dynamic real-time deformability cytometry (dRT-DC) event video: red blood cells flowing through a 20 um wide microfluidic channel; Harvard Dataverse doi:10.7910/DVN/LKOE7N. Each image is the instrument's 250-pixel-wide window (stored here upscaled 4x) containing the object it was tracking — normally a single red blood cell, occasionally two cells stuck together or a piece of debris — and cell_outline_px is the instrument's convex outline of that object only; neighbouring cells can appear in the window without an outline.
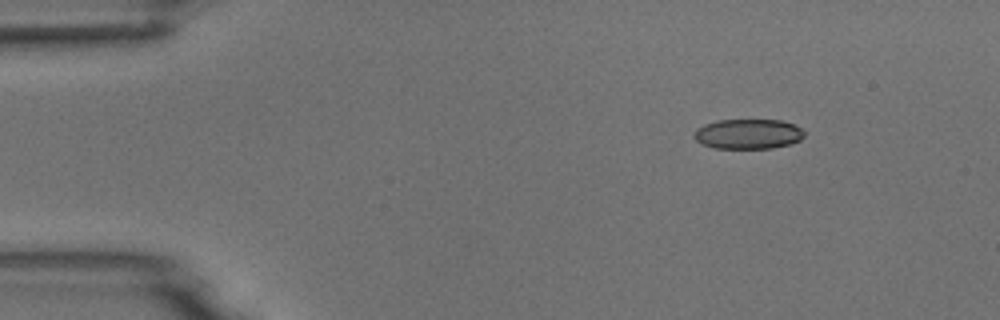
{"species": "common noctule bat (a hibernating species)", "species_latin": "Nyctalus noctula", "temperature_condition": "room temperature", "stored_images_in_passage": 3, "camera_frame_rate_fps": 3000, "um_per_image_px": 0.085, "animal": {"sex": "male", "body_mass_g": 18.8}, "frame": {"image": 1, "passage_image": 1, "time_ms": 0.0, "image_size_px": [1000, 320], "cell_outline_px": [[804, 136], [800, 140], [792, 144], [772, 148], [716, 148], [704, 144], [696, 140], [692, 136], [696, 128], [704, 124], [716, 120], [780, 120], [792, 124], [800, 128], [804, 132]], "centroid_in_image_um": [63.58, 11.38], "position_along_channel_um": 21.4, "area_um2": 19.25}}